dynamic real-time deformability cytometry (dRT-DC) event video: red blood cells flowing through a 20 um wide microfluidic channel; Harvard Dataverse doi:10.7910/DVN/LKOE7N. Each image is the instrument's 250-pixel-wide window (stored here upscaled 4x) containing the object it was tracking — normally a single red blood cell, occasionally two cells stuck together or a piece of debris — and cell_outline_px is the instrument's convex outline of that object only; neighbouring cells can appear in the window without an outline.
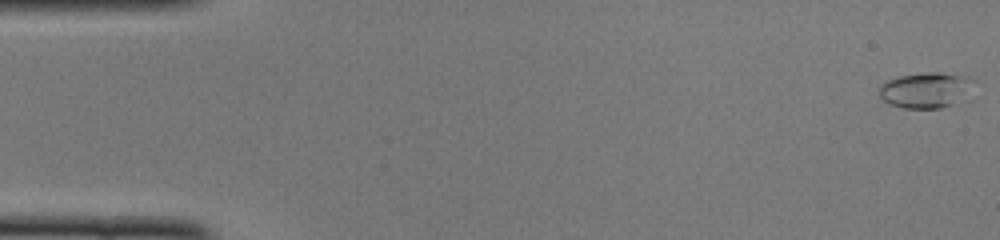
{"species": "common noctule bat (a hibernating species)", "species_latin": "Nyctalus noctula", "temperature_condition": "cold", "stored_images_in_passage": 49, "camera_frame_rate_fps": 3000, "um_per_image_px": 0.085, "animal": {"sex": "female", "body_mass_g": 22.0, "forearm_length_mm": 56.7}, "frame": {"image": 1, "passage_image": 1, "time_ms": 0.0, "image_size_px": [1000, 240], "cell_outline_px": [[980, 80], [952, 104], [940, 108], [904, 108], [888, 104], [880, 96], [880, 88], [884, 80], [900, 76], [928, 72], [940, 72], [968, 76]], "centroid_in_image_um": [78.69, 7.63], "position_along_channel_um": 6.3, "area_um2": 19.54}}
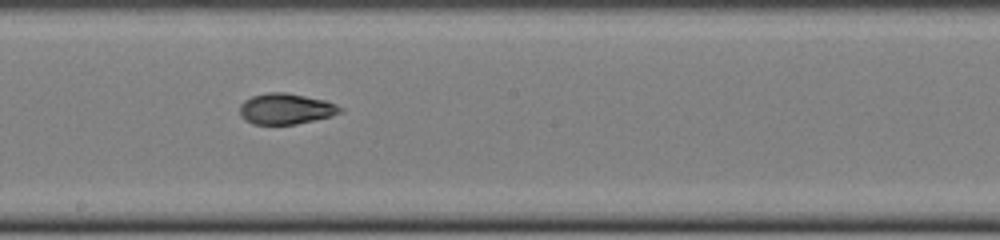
{"frame": {"image": 2, "passage_image": 27, "time_ms": 8.667, "image_size_px": [1000, 240], "cell_outline_px": [[344, 112], [332, 116], [296, 124], [252, 124], [244, 120], [240, 116], [240, 104], [244, 100], [252, 96], [268, 92], [284, 92], [324, 100], [336, 104], [344, 108]], "centroid_in_image_um": [24.3, 9.25], "position_along_channel_um": 223.9, "area_um2": 18.15}}
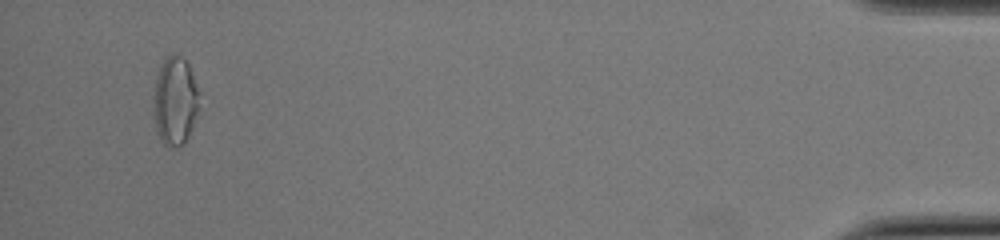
{"frame": {"image": 3, "passage_image": 47, "time_ms": 15.333, "image_size_px": [1000, 240], "cell_outline_px": [[200, 92], [196, 112], [188, 136], [184, 144], [176, 148], [168, 148], [160, 140], [156, 128], [152, 108], [152, 100], [156, 76], [160, 64], [172, 52], [180, 56], [188, 64]], "centroid_in_image_um": [14.84, 8.58], "position_along_channel_um": 420.4, "area_um2": 23.81}, "authors_computed_cell_mechanics": {"area_um2": 18.207, "velocity_mm_per_s": 4.0989, "shape_relaxation_time_tau1_ms": null, "shape_relaxation_time_tau2_ms": 1.454, "deformation_change_tau1": null, "deformation_change_tau2": 0.0665}}